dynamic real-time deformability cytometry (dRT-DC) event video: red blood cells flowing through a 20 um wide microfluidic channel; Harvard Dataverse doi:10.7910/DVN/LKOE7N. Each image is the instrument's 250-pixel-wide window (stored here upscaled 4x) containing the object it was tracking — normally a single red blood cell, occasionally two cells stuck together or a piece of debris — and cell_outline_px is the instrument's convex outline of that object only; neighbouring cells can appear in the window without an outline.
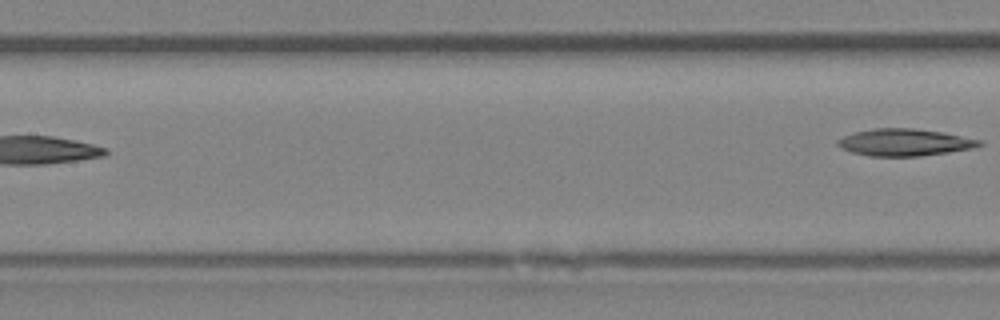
{"species": "Egyptian fruit bat (a non-hibernating species)", "species_latin": "Rousettus aegyptiacus", "temperature_condition": "room temperature", "stored_images_in_passage": 7, "segment_of_instrument_passage": [2, 2], "camera_frame_rate_fps": 3000, "um_per_image_px": 0.085, "animal": {"sex": "female"}, "frame": {"image": 1, "passage_image": 7, "time_ms": 8.0, "image_size_px": [1000, 320], "cell_outline_px": [[984, 144], [968, 148], [948, 152], [920, 156], [868, 156], [852, 152], [836, 144], [836, 140], [844, 136], [856, 132], [872, 128], [912, 128], [940, 132], [984, 140]], "centroid_in_image_um": [76.88, 12.1], "position_along_channel_um": 130.5, "area_um2": 22.08}}